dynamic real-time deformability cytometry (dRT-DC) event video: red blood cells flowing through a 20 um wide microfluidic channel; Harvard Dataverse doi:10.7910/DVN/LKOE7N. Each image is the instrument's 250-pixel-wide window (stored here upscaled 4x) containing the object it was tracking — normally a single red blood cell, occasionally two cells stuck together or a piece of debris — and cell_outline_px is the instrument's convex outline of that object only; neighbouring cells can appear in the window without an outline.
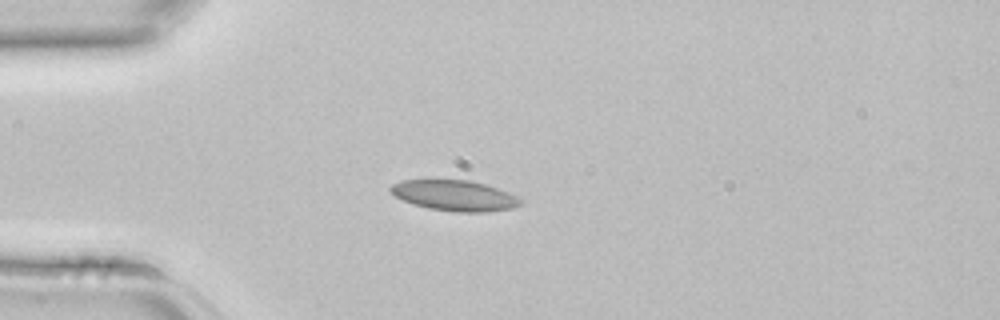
{"species": "common noctule bat (a hibernating species)", "species_latin": "Nyctalus noctula", "temperature_condition": "room temperature", "stored_images_in_passage": 3, "camera_frame_rate_fps": 3000, "um_per_image_px": 0.085, "animal": {"sex": "female", "body_mass_g": 22.7, "forearm_length_mm": 54.2}, "frame": {"image": 1, "passage_image": 3, "time_ms": 0.667, "image_size_px": [1000, 320], "cell_outline_px": [[520, 204], [512, 208], [488, 212], [456, 212], [428, 208], [412, 204], [396, 196], [388, 188], [392, 184], [400, 180], [468, 180], [484, 184], [508, 192], [516, 196], [520, 200]], "centroid_in_image_um": [38.61, 16.62], "position_along_channel_um": 46.4, "area_um2": 22.95}}